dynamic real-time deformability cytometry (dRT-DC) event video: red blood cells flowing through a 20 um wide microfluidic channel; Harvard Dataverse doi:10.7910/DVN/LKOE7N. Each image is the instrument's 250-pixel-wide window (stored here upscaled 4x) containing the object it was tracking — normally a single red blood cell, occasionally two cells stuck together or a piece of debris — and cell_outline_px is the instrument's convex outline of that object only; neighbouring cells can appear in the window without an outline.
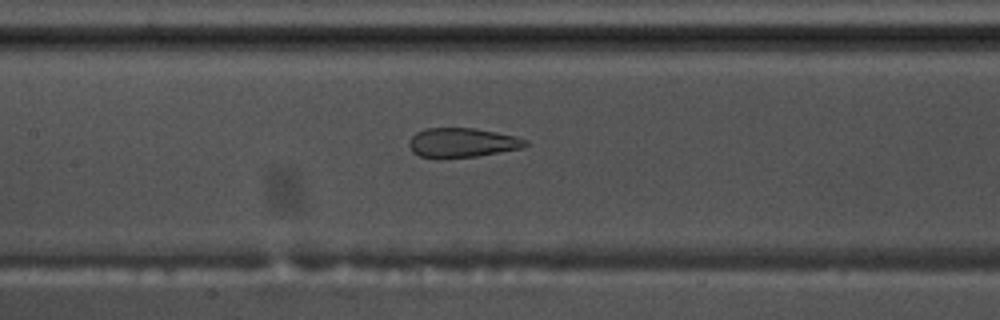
{"species": "common noctule bat (a hibernating species)", "species_latin": "Nyctalus noctula", "temperature_condition": "warm", "stored_images_in_passage": 36, "camera_frame_rate_fps": 3000, "um_per_image_px": 0.085, "animal": {"sex": "male", "body_mass_g": 17.5, "forearm_length_mm": 52.3}, "frame": {"image": 1, "passage_image": 10, "time_ms": 3.0, "image_size_px": [1000, 320], "cell_outline_px": [[528, 144], [524, 148], [476, 156], [440, 160], [420, 156], [412, 152], [408, 144], [412, 136], [416, 132], [424, 128], [472, 128], [496, 132], [516, 136], [528, 140]], "centroid_in_image_um": [39.26, 12.15], "position_along_channel_um": 168.1, "area_um2": 20.35}}
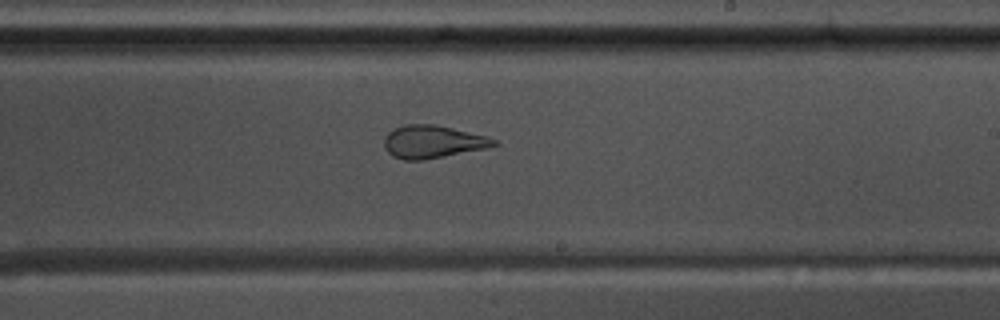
{"frame": {"image": 2, "passage_image": 17, "time_ms": 5.333, "image_size_px": [1000, 320], "cell_outline_px": [[500, 144], [488, 148], [424, 160], [404, 160], [392, 156], [384, 148], [384, 140], [388, 132], [404, 124], [436, 124], [484, 136], [496, 140]], "centroid_in_image_um": [36.76, 12.06], "position_along_channel_um": 252.2, "area_um2": 20.92}}
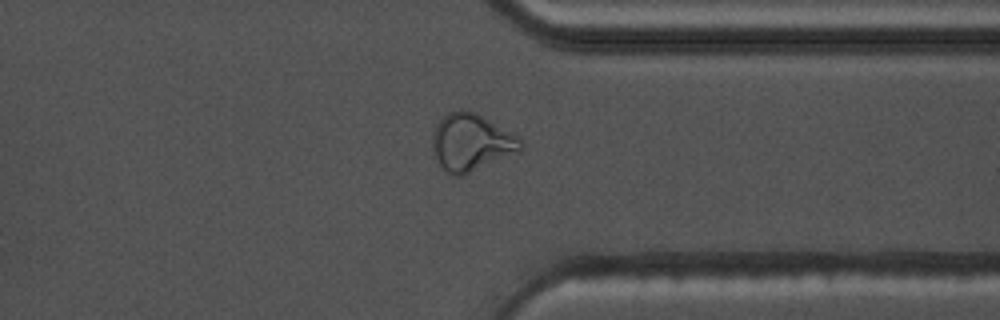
{"frame": {"image": 3, "passage_image": 27, "time_ms": 8.667, "image_size_px": [1000, 320], "cell_outline_px": [[524, 148], [520, 152], [460, 176], [452, 176], [440, 164], [432, 152], [432, 136], [436, 124], [448, 112], [460, 108], [476, 112], [516, 136], [524, 144]], "centroid_in_image_um": [40.04, 12.09], "position_along_channel_um": 371.4, "area_um2": 29.3}}